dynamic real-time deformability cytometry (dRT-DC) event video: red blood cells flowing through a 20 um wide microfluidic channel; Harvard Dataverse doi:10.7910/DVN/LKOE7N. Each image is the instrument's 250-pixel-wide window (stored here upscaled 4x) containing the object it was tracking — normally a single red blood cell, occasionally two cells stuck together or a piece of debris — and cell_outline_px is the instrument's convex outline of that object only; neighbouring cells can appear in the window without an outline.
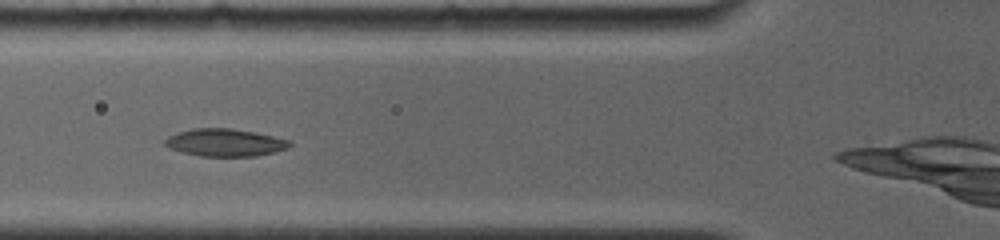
{"species": "common noctule bat (a hibernating species)", "species_latin": "Nyctalus noctula", "temperature_condition": "room temperature", "stored_images_in_passage": 6, "camera_frame_rate_fps": 4000, "um_per_image_px": 0.085, "animal": {"sex": "female", "body_mass_g": 19.0, "forearm_length_mm": 56.7}, "frame": {"image": 1, "passage_image": 5, "time_ms": 3.0, "image_size_px": [1000, 240], "cell_outline_px": [[292, 144], [288, 148], [276, 152], [256, 156], [200, 156], [168, 148], [164, 144], [164, 140], [168, 136], [176, 132], [192, 128], [232, 128], [272, 136], [288, 140]], "centroid_in_image_um": [19.09, 12.11], "position_along_channel_um": 106.7, "area_um2": 20.0}}